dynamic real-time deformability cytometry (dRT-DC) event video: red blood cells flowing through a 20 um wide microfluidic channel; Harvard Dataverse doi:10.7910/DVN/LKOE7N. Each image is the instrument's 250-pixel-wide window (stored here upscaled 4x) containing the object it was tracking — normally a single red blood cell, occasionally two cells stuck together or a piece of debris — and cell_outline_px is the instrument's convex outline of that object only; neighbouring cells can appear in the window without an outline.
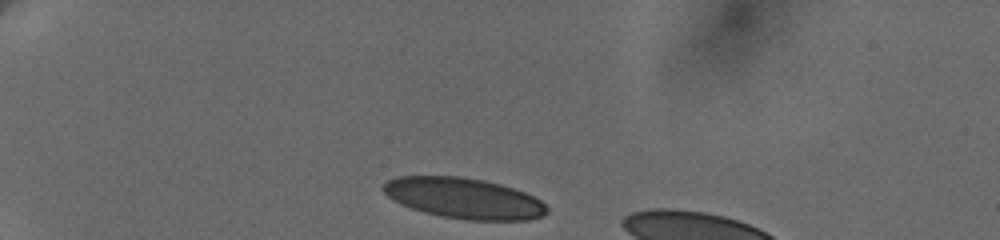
{"species": "human", "species_latin": "Homo sapiens", "temperature_condition": "cold", "stored_images_in_passage": 5, "segment_of_instrument_passage": [1, 2], "camera_frame_rate_fps": 3000, "um_per_image_px": 0.085, "donor": {"sex": "female"}, "frame": {"image": 1, "passage_image": 1, "time_ms": 0.0, "image_size_px": [1000, 240], "cell_outline_px": [[548, 212], [544, 216], [528, 220], [468, 220], [440, 216], [424, 212], [400, 204], [388, 196], [380, 188], [388, 180], [400, 176], [460, 176], [484, 180], [500, 184], [524, 192], [540, 200], [548, 208]], "centroid_in_image_um": [39.43, 16.85], "position_along_channel_um": 45.6, "area_um2": 38.78}}
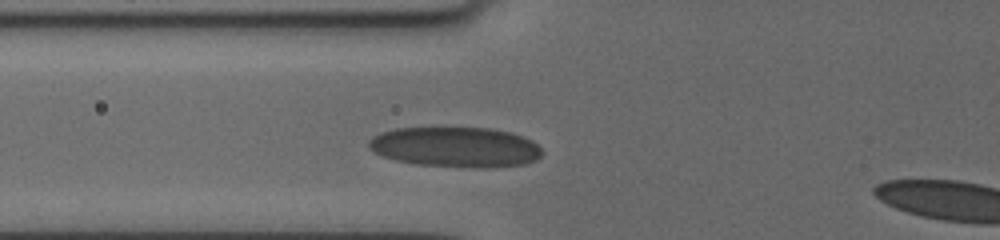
{"frame": {"image": 2, "passage_image": 4, "time_ms": 2.667, "image_size_px": [1000, 240], "cell_outline_px": [[544, 152], [536, 160], [524, 164], [492, 168], [472, 168], [416, 164], [396, 160], [384, 156], [368, 148], [368, 140], [372, 136], [396, 128], [492, 128], [512, 132], [524, 136], [532, 140]], "centroid_in_image_um": [38.77, 12.51], "position_along_channel_um": 87.0, "area_um2": 40.86}}